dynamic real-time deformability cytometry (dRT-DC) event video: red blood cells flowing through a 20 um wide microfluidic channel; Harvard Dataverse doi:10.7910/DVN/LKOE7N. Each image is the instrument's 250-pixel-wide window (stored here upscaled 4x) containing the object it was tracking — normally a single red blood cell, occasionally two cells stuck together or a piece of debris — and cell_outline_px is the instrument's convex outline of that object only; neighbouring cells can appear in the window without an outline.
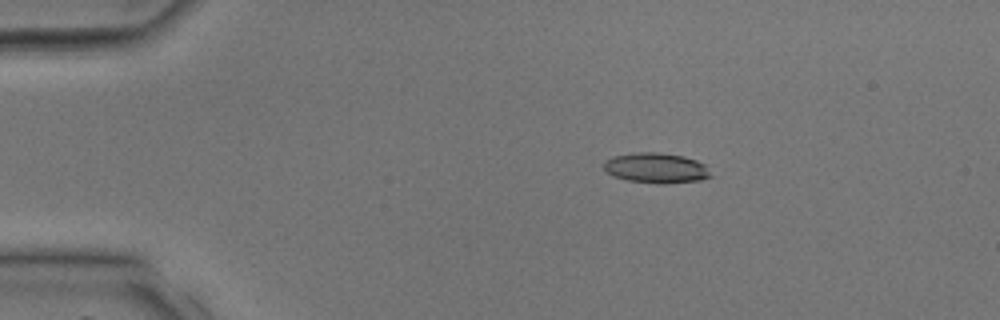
{"species": "common noctule bat (a hibernating species)", "species_latin": "Nyctalus noctula", "temperature_condition": "room temperature", "stored_images_in_passage": 39, "camera_frame_rate_fps": 3000, "um_per_image_px": 0.085, "animal": {"sex": "male", "body_mass_g": 17.9, "forearm_length_mm": 54.2}, "frame": {"image": 1, "passage_image": 8, "time_ms": 2.333, "image_size_px": [1000, 320], "cell_outline_px": [[712, 176], [700, 180], [664, 184], [660, 184], [628, 180], [612, 176], [604, 168], [604, 160], [612, 156], [636, 152], [656, 152], [684, 156], [696, 160], [704, 164]], "centroid_in_image_um": [55.75, 14.27], "position_along_channel_um": 29.3, "area_um2": 18.84}}
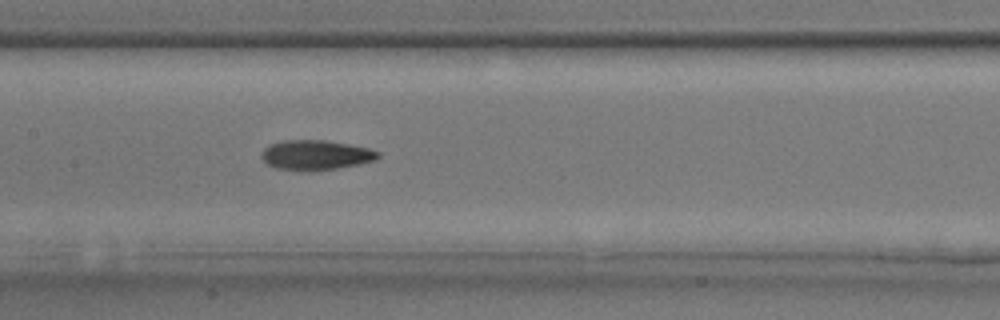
{"frame": {"image": 2, "passage_image": 20, "time_ms": 6.333, "image_size_px": [1000, 320], "cell_outline_px": [[380, 156], [376, 160], [360, 164], [336, 168], [308, 172], [276, 168], [268, 164], [260, 156], [260, 152], [268, 144], [284, 140], [324, 140], [348, 144], [368, 148], [380, 152]], "centroid_in_image_um": [26.82, 13.18], "position_along_channel_um": 180.6, "area_um2": 20.46}}
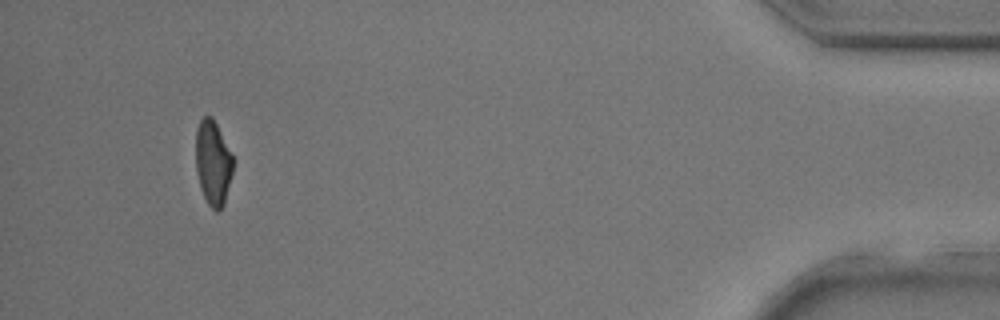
{"frame": {"image": 3, "passage_image": 37, "time_ms": 12.0, "image_size_px": [1000, 320], "cell_outline_px": [[236, 160], [224, 204], [216, 212], [208, 204], [200, 188], [196, 172], [196, 128], [200, 120], [204, 116], [212, 116]], "centroid_in_image_um": [18.12, 13.82], "position_along_channel_um": 417.1, "area_um2": 18.73}}